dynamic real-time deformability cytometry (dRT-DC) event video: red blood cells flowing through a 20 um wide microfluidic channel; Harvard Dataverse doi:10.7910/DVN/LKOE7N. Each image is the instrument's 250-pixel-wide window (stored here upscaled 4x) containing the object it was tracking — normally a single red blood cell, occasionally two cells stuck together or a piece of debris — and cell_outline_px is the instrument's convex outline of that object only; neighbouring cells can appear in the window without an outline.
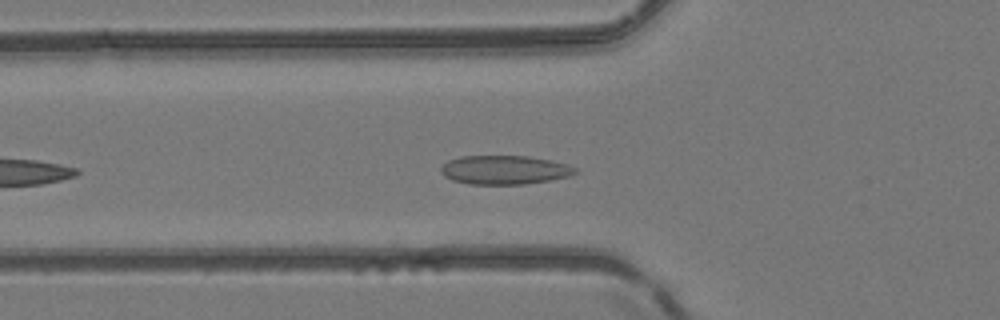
{"species": "common noctule bat (a hibernating species)", "species_latin": "Nyctalus noctula", "temperature_condition": "room temperature", "stored_images_in_passage": 24, "camera_frame_rate_fps": 3000, "um_per_image_px": 0.085, "animal": {"sex": "female", "body_mass_g": 24.6, "forearm_length_mm": 56.2}, "frame": {"image": 1, "passage_image": 6, "time_ms": 1.667, "image_size_px": [1000, 320], "cell_outline_px": [[580, 172], [572, 176], [524, 184], [468, 184], [452, 180], [444, 176], [440, 172], [440, 168], [448, 160], [460, 156], [528, 156], [552, 160], [568, 164], [576, 168]], "centroid_in_image_um": [42.91, 14.44], "position_along_channel_um": 82.9, "area_um2": 22.83}}
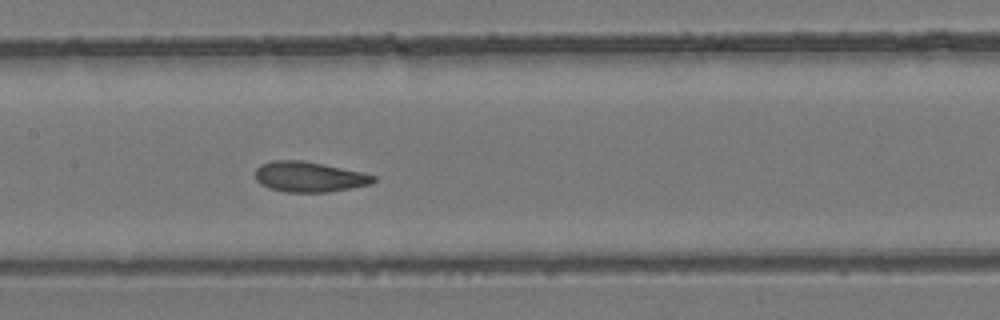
{"frame": {"image": 2, "passage_image": 13, "time_ms": 4.0, "image_size_px": [1000, 320], "cell_outline_px": [[376, 180], [372, 184], [328, 192], [284, 192], [268, 188], [260, 184], [256, 180], [256, 168], [260, 164], [272, 160], [300, 160], [324, 164], [360, 172], [376, 176]], "centroid_in_image_um": [26.25, 15.03], "position_along_channel_um": 181.2, "area_um2": 20.92}}
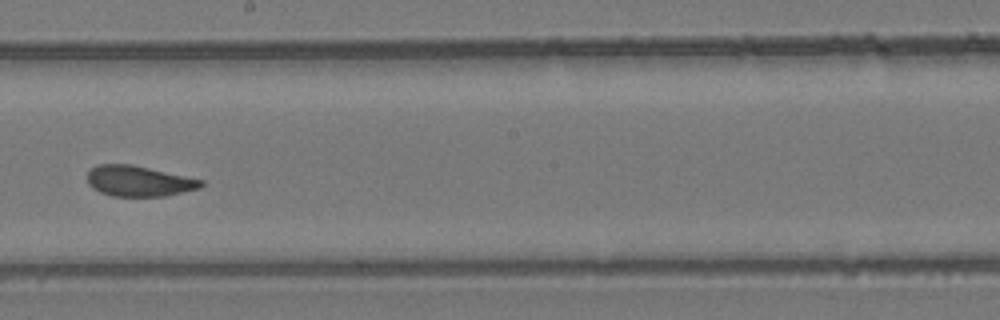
{"frame": {"image": 3, "passage_image": 17, "time_ms": 5.333, "image_size_px": [1000, 320], "cell_outline_px": [[204, 184], [200, 188], [164, 196], [112, 196], [100, 192], [92, 188], [88, 184], [88, 172], [92, 168], [100, 164], [132, 164], [204, 180]], "centroid_in_image_um": [11.8, 15.39], "position_along_channel_um": 236.4, "area_um2": 20.23}}